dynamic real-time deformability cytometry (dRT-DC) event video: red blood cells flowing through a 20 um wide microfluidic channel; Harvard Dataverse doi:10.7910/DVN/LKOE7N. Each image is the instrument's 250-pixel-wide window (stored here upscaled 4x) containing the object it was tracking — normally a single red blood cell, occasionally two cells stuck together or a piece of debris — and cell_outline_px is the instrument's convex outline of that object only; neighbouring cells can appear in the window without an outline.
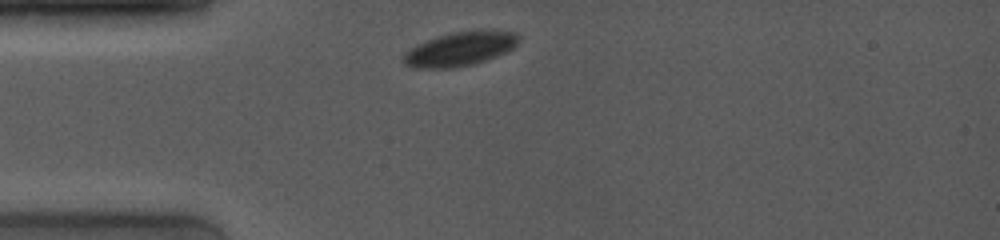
{"species": "common noctule bat (a hibernating species)", "species_latin": "Nyctalus noctula", "temperature_condition": "room temperature", "stored_images_in_passage": 4, "camera_frame_rate_fps": 4000, "um_per_image_px": 0.085, "animal": {"sex": "female", "body_mass_g": 19.0, "forearm_length_mm": 53.3}, "frame": {"image": 1, "passage_image": 1, "time_ms": 0.0, "image_size_px": [1000, 240], "cell_outline_px": [[520, 40], [512, 48], [496, 56], [472, 64], [448, 68], [412, 68], [404, 64], [404, 52], [416, 44], [436, 36], [452, 32], [476, 28], [488, 28], [516, 32], [520, 36]], "centroid_in_image_um": [39.12, 4.1], "position_along_channel_um": 45.9, "area_um2": 23.35}}
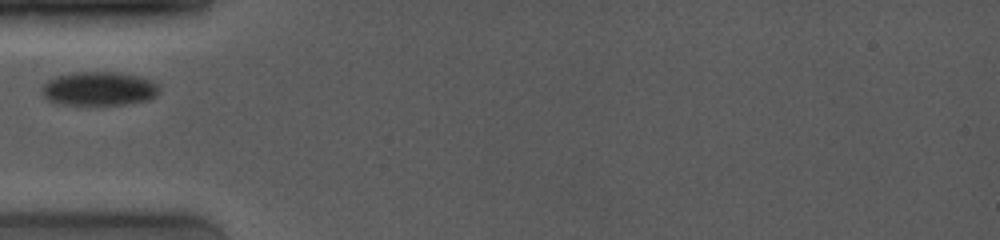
{"frame": {"image": 2, "passage_image": 3, "time_ms": 1.25, "image_size_px": [1000, 240], "cell_outline_px": [[160, 92], [156, 96], [148, 100], [124, 104], [64, 104], [48, 100], [40, 92], [40, 88], [48, 80], [56, 76], [76, 72], [120, 72], [140, 76], [156, 84], [160, 88]], "centroid_in_image_um": [8.41, 7.53], "position_along_channel_um": 76.6, "area_um2": 23.12}}